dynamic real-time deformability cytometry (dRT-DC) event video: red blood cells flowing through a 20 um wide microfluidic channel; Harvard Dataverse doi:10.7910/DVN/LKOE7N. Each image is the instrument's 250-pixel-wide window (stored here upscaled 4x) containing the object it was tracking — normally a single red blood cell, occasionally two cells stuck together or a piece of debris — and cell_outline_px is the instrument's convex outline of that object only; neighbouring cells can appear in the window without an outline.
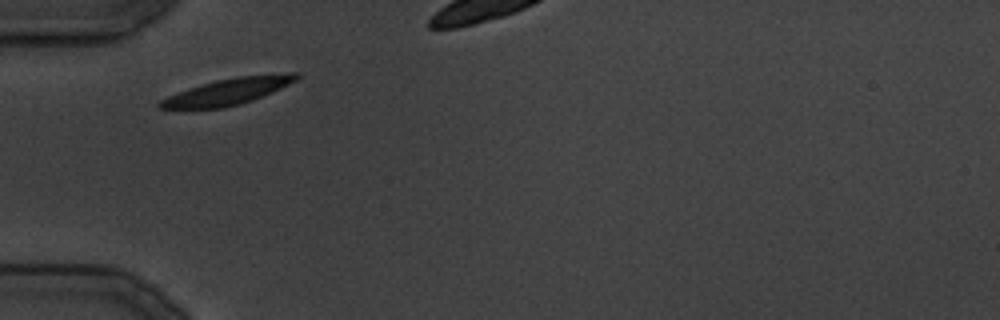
{"species": "common noctule bat (a hibernating species)", "species_latin": "Nyctalus noctula", "temperature_condition": "cold", "stored_images_in_passage": 20, "camera_frame_rate_fps": 3000, "um_per_image_px": 0.085, "animal": {"sex": "male", "body_mass_g": 19.5, "forearm_length_mm": 54.6}, "frame": {"image": 1, "passage_image": 1, "time_ms": 0.0, "image_size_px": [1000, 320], "cell_outline_px": [[300, 76], [296, 80], [272, 92], [252, 100], [240, 104], [224, 108], [156, 108], [156, 104], [160, 100], [168, 96], [188, 88], [216, 80], [236, 76], [292, 72], [300, 72]], "centroid_in_image_um": [19.38, 7.76], "position_along_channel_um": 65.6, "area_um2": 20.92}}
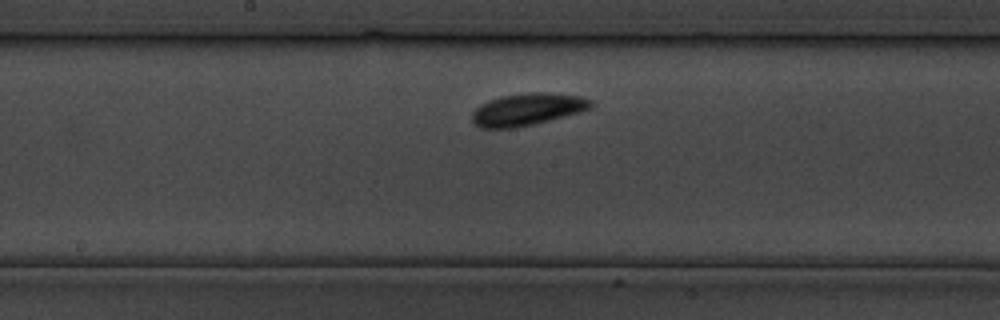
{"frame": {"image": 2, "passage_image": 9, "time_ms": 9.333, "image_size_px": [1000, 320], "cell_outline_px": [[592, 108], [580, 112], [532, 124], [512, 128], [480, 128], [472, 124], [472, 112], [480, 104], [488, 100], [500, 96], [528, 92], [548, 92], [580, 96], [592, 100]], "centroid_in_image_um": [44.79, 9.28], "position_along_channel_um": 203.4, "area_um2": 22.37}}
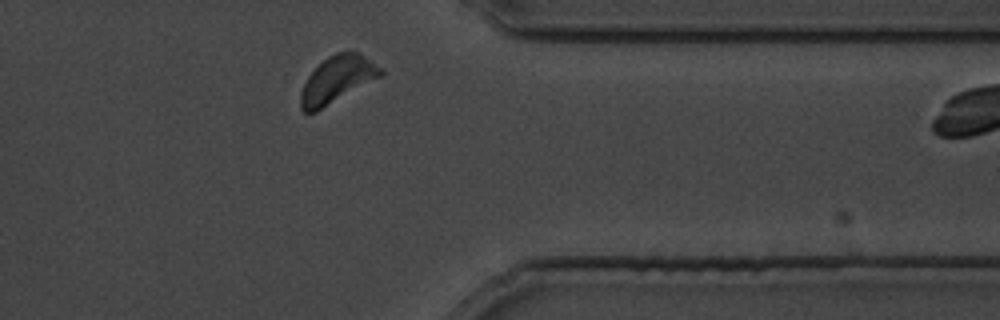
{"frame": {"image": 3, "passage_image": 19, "time_ms": 21.667, "image_size_px": [1000, 320], "cell_outline_px": [[384, 72], [380, 76], [316, 112], [304, 112], [300, 108], [300, 92], [308, 76], [328, 56], [336, 52], [360, 52], [384, 68]], "centroid_in_image_um": [28.67, 6.75], "position_along_channel_um": 382.7, "area_um2": 21.56}}